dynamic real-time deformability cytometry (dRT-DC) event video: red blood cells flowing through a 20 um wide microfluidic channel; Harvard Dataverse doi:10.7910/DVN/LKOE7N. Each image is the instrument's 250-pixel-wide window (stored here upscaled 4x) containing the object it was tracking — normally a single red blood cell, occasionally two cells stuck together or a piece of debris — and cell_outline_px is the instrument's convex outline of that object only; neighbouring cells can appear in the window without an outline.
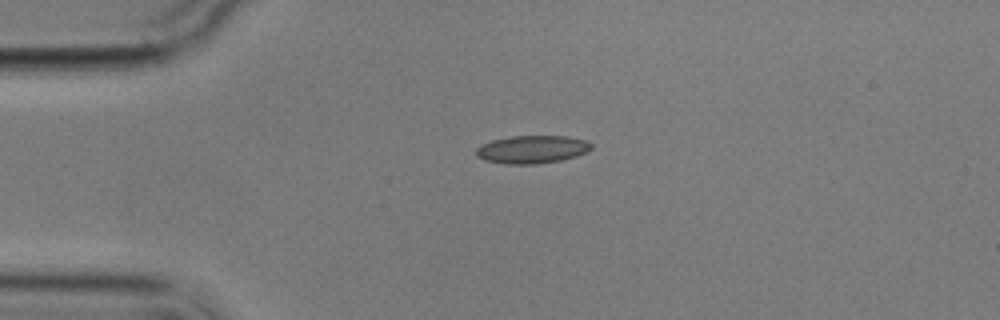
{"species": "common noctule bat (a hibernating species)", "species_latin": "Nyctalus noctula", "temperature_condition": "cold", "stored_images_in_passage": 5, "camera_frame_rate_fps": 3000, "um_per_image_px": 0.085, "animal": {"sex": "male", "body_mass_g": 17.9}, "frame": {"image": 1, "passage_image": 4, "time_ms": 3.667, "image_size_px": [1000, 320], "cell_outline_px": [[592, 148], [576, 156], [560, 160], [536, 164], [504, 164], [484, 160], [476, 156], [476, 148], [480, 144], [492, 140], [512, 136], [568, 136], [584, 140], [592, 144]], "centroid_in_image_um": [45.18, 12.7], "position_along_channel_um": 39.8, "area_um2": 18.73}}